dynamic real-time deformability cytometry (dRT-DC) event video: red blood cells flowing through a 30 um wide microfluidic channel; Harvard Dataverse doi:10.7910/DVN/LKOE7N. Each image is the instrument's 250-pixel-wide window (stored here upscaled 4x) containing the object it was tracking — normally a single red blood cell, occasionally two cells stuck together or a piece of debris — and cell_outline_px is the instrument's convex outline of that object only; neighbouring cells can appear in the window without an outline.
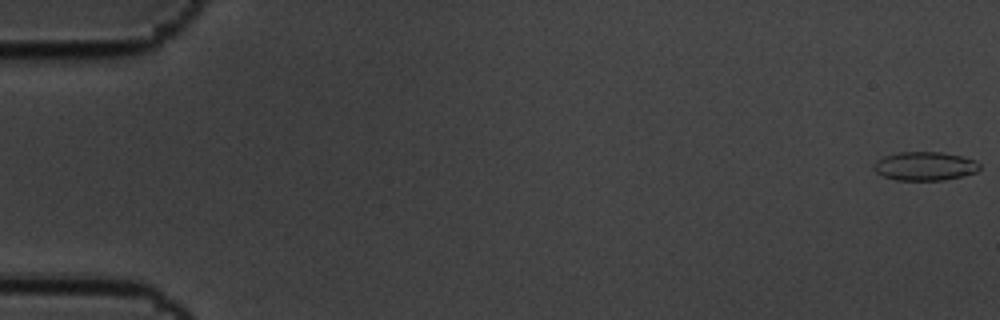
{"species": "common noctule bat (a hibernating species)", "species_latin": "Nyctalus noctula", "temperature_condition": "cold", "stored_images_in_passage": 5, "camera_frame_rate_fps": 3000, "um_per_image_px": 0.085, "animal": {"sex": "male", "body_mass_g": 19.5, "forearm_length_mm": 54.6}, "frame": {"image": 1, "passage_image": 1, "time_ms": 0.0, "image_size_px": [1000, 320], "cell_outline_px": [[980, 168], [976, 172], [944, 180], [896, 180], [884, 176], [876, 172], [872, 168], [872, 164], [876, 160], [884, 156], [896, 152], [940, 152], [960, 156], [976, 160], [980, 164]], "centroid_in_image_um": [78.57, 14.11], "position_along_channel_um": 6.4, "area_um2": 17.74}}
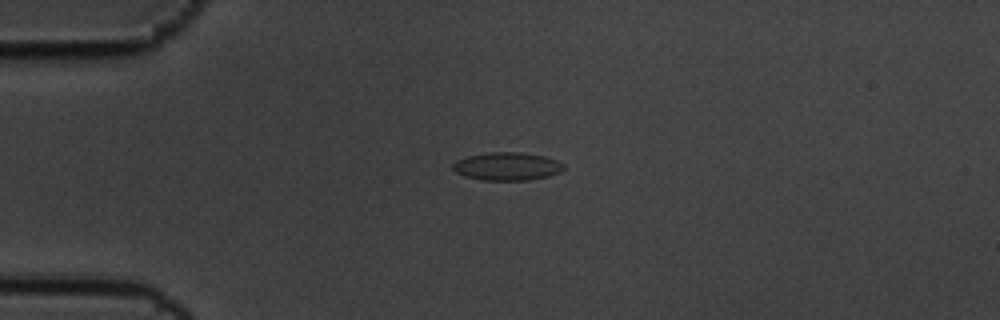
{"frame": {"image": 2, "passage_image": 5, "time_ms": 1.333, "image_size_px": [1000, 320], "cell_outline_px": [[564, 168], [560, 172], [548, 176], [528, 180], [480, 180], [464, 176], [456, 172], [452, 168], [452, 164], [456, 160], [468, 156], [488, 152], [520, 152], [544, 156], [556, 160], [564, 164]], "centroid_in_image_um": [43.08, 14.14], "position_along_channel_um": 41.9, "area_um2": 18.15}}